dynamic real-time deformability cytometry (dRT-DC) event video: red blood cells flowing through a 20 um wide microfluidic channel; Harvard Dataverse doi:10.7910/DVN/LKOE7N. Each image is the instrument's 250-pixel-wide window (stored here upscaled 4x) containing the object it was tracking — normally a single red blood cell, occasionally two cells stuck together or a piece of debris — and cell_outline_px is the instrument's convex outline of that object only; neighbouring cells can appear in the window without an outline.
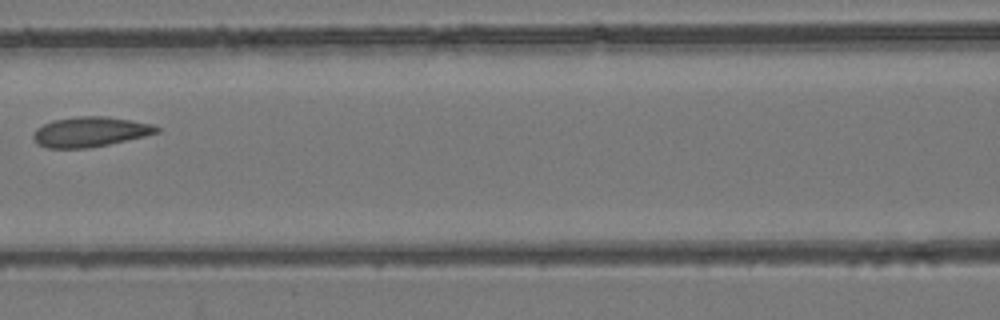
{"species": "common noctule bat (a hibernating species)", "species_latin": "Nyctalus noctula", "temperature_condition": "room temperature", "stored_images_in_passage": 8, "camera_frame_rate_fps": 3000, "um_per_image_px": 0.085, "animal": {"sex": "female", "body_mass_g": 24.6, "forearm_length_mm": 56.2}, "frame": {"image": 1, "passage_image": 8, "time_ms": 2.333, "image_size_px": [1000, 320], "cell_outline_px": [[160, 132], [128, 140], [88, 148], [48, 148], [36, 144], [32, 136], [36, 128], [52, 120], [76, 116], [104, 116], [132, 120], [152, 124], [160, 128]], "centroid_in_image_um": [7.64, 11.2], "position_along_channel_um": 159.0, "area_um2": 21.68}}